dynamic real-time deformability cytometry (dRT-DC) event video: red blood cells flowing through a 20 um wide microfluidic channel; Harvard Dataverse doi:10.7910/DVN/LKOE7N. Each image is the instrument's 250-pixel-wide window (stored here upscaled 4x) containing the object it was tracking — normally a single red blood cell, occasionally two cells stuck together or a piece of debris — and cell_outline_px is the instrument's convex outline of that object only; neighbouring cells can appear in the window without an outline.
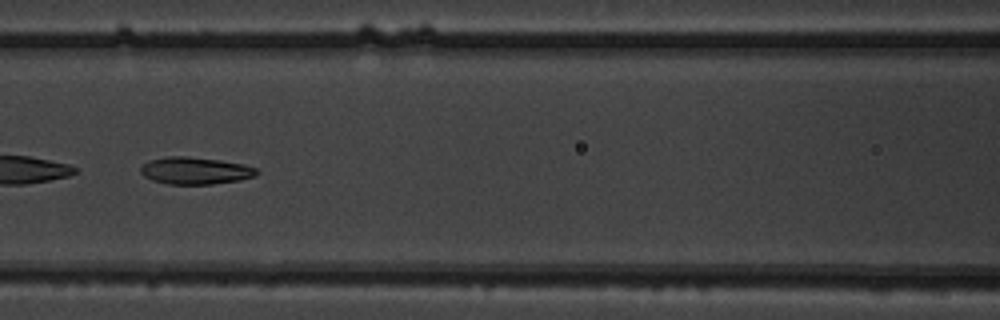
{"species": "common noctule bat (a hibernating species)", "species_latin": "Nyctalus noctula", "temperature_condition": "warm", "stored_images_in_passage": 52, "camera_frame_rate_fps": 3000, "um_per_image_px": 0.085, "animal": {"sex": "male", "body_mass_g": 19.5, "forearm_length_mm": 54.6}, "frame": {"image": 1, "passage_image": 24, "time_ms": 7.667, "image_size_px": [1000, 320], "cell_outline_px": [[260, 172], [256, 176], [240, 180], [212, 184], [168, 184], [152, 180], [144, 176], [140, 172], [140, 168], [148, 160], [168, 156], [188, 156], [220, 160], [244, 164], [256, 168]], "centroid_in_image_um": [16.61, 14.5], "position_along_channel_um": 150.0, "area_um2": 18.5}}
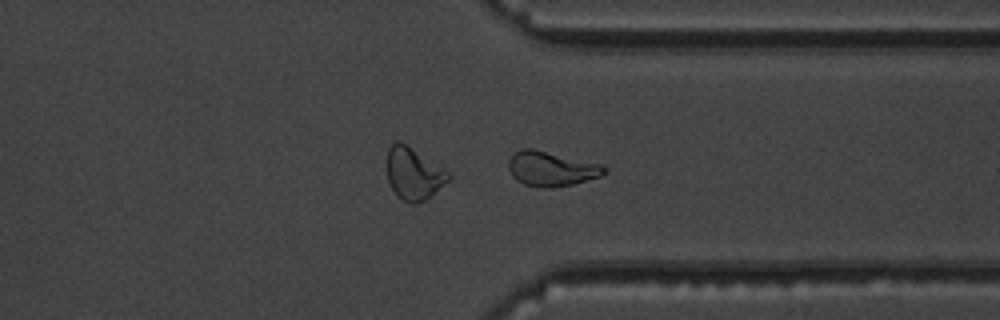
{"frame": {"image": 2, "passage_image": 41, "time_ms": 13.333, "image_size_px": [1000, 320], "cell_outline_px": [[608, 168], [600, 176], [572, 184], [552, 188], [536, 188], [524, 184], [516, 180], [512, 176], [508, 168], [508, 160], [520, 148], [532, 148], [604, 164]], "centroid_in_image_um": [46.85, 14.34], "position_along_channel_um": 364.5, "area_um2": 19.59}}
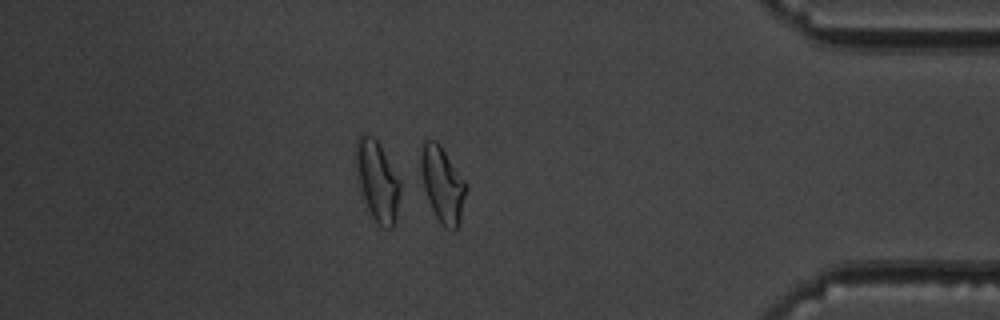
{"frame": {"image": 3, "passage_image": 46, "time_ms": 15.0, "image_size_px": [1000, 320], "cell_outline_px": [[468, 188], [460, 216], [456, 228], [452, 232], [444, 228], [440, 224], [428, 200], [424, 188], [420, 172], [420, 144], [424, 140], [436, 140], [440, 144], [468, 184]], "centroid_in_image_um": [37.6, 15.64], "position_along_channel_um": 397.6, "area_um2": 20.23}, "authors_computed_cell_mechanics": {"area_um2": 19.4497, "velocity_mm_per_s": 3.7893, "shape_relaxation_time_tau1_ms": 6.624, "shape_relaxation_time_tau2_ms": 2.7127, "deformation_change_tau1": 0.2158, "deformation_change_tau2": 0.0566}}